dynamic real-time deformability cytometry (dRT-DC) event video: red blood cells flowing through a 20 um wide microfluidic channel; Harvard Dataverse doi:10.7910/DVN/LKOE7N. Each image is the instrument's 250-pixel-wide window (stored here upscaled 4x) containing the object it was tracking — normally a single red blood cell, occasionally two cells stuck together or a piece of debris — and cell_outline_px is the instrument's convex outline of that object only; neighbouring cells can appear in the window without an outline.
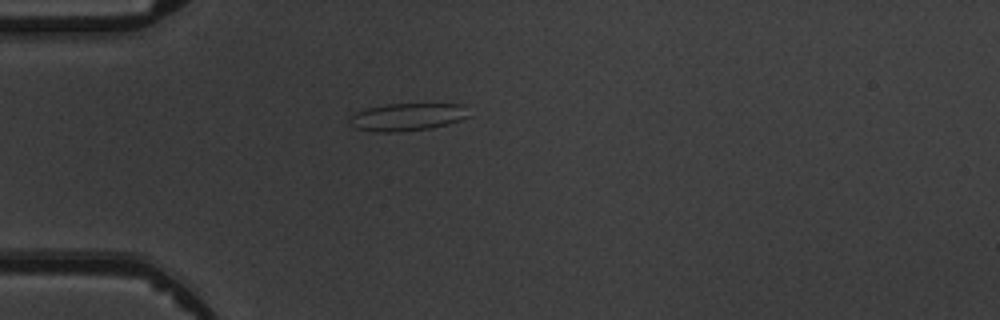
{"species": "common noctule bat (a hibernating species)", "species_latin": "Nyctalus noctula", "temperature_condition": "warm", "stored_images_in_passage": 1, "camera_frame_rate_fps": 3000, "um_per_image_px": 0.085, "animal": {"sex": "male", "body_mass_g": 19.5, "forearm_length_mm": 54.6}, "frame": {"image": 1, "passage_image": 1, "time_ms": 0.0, "image_size_px": [1000, 320], "cell_outline_px": [[468, 116], [460, 120], [448, 124], [432, 128], [400, 132], [376, 132], [356, 128], [348, 120], [356, 112], [368, 108], [388, 104], [464, 104]], "centroid_in_image_um": [34.62, 9.95], "position_along_channel_um": 50.4, "area_um2": 19.02}}